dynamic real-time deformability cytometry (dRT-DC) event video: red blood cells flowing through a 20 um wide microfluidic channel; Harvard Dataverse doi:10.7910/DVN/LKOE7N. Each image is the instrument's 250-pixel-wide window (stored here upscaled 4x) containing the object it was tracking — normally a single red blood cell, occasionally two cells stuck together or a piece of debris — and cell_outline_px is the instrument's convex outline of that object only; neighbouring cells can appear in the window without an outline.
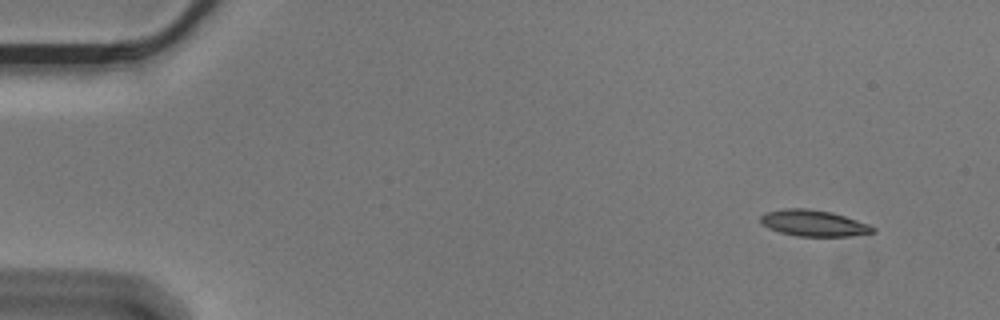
{"species": "Egyptian fruit bat (a non-hibernating species)", "species_latin": "Rousettus aegyptiacus", "temperature_condition": "cold", "stored_images_in_passage": 17, "camera_frame_rate_fps": 3000, "um_per_image_px": 0.085, "animal": {"sex": "male"}, "frame": {"image": 1, "passage_image": 2, "time_ms": 0.333, "image_size_px": [1000, 320], "cell_outline_px": [[876, 232], [852, 236], [796, 236], [780, 232], [768, 228], [760, 224], [760, 216], [768, 212], [784, 208], [808, 208], [832, 212], [868, 224], [876, 228]], "centroid_in_image_um": [69.15, 18.97], "position_along_channel_um": 15.8, "area_um2": 17.22}}